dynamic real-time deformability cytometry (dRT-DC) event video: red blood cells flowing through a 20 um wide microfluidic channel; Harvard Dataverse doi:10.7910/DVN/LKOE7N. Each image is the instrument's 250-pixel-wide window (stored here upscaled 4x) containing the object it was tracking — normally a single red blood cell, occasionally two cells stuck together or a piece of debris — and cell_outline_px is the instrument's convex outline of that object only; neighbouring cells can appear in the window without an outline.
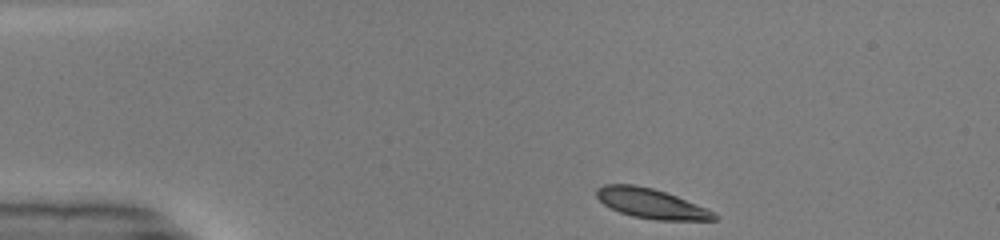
{"species": "common noctule bat (a hibernating species)", "species_latin": "Nyctalus noctula", "temperature_condition": "warm", "stored_images_in_passage": 42, "camera_frame_rate_fps": 3000, "um_per_image_px": 0.085, "animal": {"sex": "male", "body_mass_g": 19.0, "forearm_length_mm": 50.8}, "frame": {"image": 1, "passage_image": 1, "time_ms": 0.0, "image_size_px": [1000, 240], "cell_outline_px": [[720, 216], [716, 220], [656, 220], [632, 216], [620, 212], [604, 204], [596, 196], [596, 188], [604, 184], [636, 184], [652, 188], [676, 196], [716, 212]], "centroid_in_image_um": [55.36, 17.3], "position_along_channel_um": 29.6, "area_um2": 20.4}}
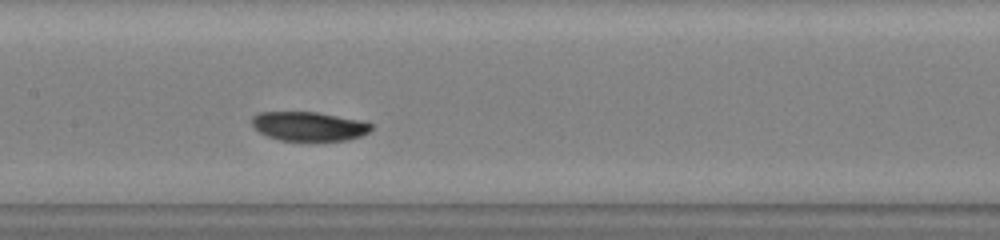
{"frame": {"image": 2, "passage_image": 17, "time_ms": 5.333, "image_size_px": [1000, 240], "cell_outline_px": [[372, 128], [368, 132], [360, 136], [348, 140], [280, 140], [268, 136], [260, 132], [252, 124], [252, 116], [260, 112], [316, 112], [368, 120], [372, 124]], "centroid_in_image_um": [26.32, 10.71], "position_along_channel_um": 181.1, "area_um2": 20.35}}
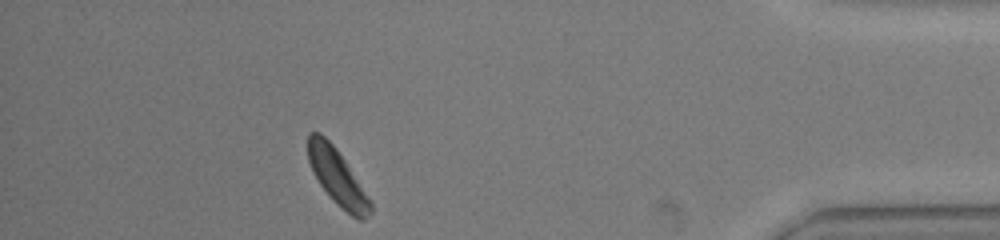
{"frame": {"image": 3, "passage_image": 37, "time_ms": 12.0, "image_size_px": [1000, 240], "cell_outline_px": [[372, 212], [364, 220], [360, 220], [352, 216], [340, 208], [332, 200], [320, 184], [312, 172], [308, 160], [308, 132], [320, 132], [336, 148], [372, 200]], "centroid_in_image_um": [28.68, 15.08], "position_along_channel_um": 406.5, "area_um2": 20.46}}